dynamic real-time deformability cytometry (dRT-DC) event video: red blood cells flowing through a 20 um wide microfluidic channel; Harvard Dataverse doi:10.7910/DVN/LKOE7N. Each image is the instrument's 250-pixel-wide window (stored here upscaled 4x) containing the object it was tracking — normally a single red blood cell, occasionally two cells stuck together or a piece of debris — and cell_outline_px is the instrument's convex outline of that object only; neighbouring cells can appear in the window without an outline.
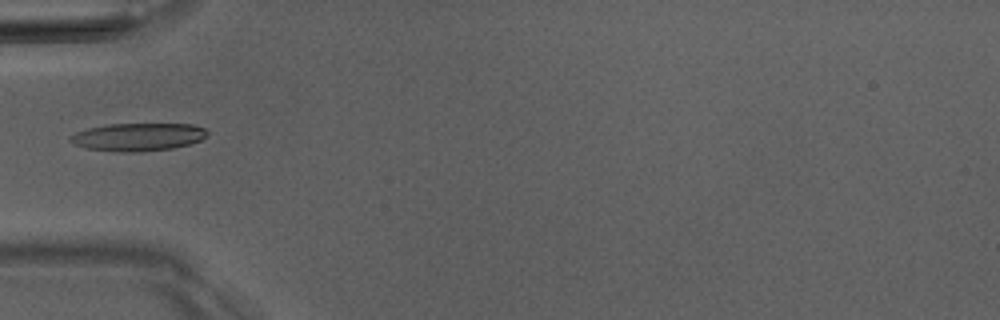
{"species": "Egyptian fruit bat (a non-hibernating species)", "species_latin": "Rousettus aegyptiacus", "temperature_condition": "room temperature", "stored_images_in_passage": 4, "camera_frame_rate_fps": 3000, "um_per_image_px": 0.085, "animal": {"sex": "male"}, "frame": {"image": 1, "passage_image": 4, "time_ms": 4.333, "image_size_px": [1000, 320], "cell_outline_px": [[208, 132], [200, 140], [188, 144], [172, 148], [136, 152], [128, 152], [88, 148], [76, 144], [68, 140], [68, 136], [76, 132], [88, 128], [108, 124], [192, 124], [204, 128]], "centroid_in_image_um": [11.71, 11.63], "position_along_channel_um": 73.3, "area_um2": 21.91}}